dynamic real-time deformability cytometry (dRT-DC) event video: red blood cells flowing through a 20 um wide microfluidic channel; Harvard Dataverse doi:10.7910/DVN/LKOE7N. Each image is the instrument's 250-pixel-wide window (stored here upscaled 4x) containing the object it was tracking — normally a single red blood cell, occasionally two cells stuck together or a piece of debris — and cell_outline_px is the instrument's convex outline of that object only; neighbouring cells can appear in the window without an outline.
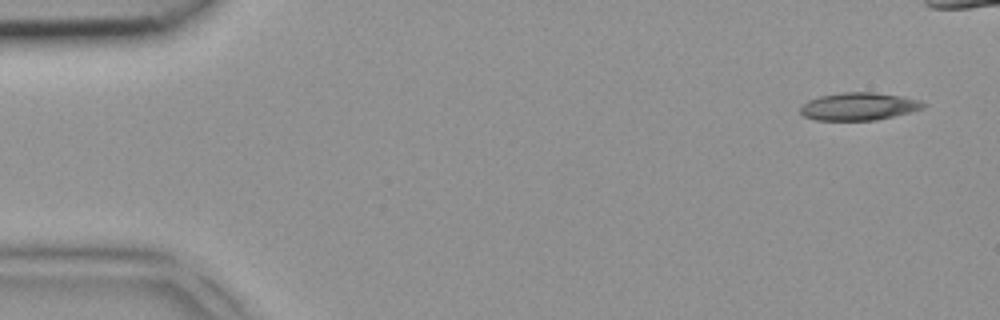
{"species": "common noctule bat (a hibernating species)", "species_latin": "Nyctalus noctula", "temperature_condition": "room temperature", "stored_images_in_passage": 4, "camera_frame_rate_fps": 3000, "um_per_image_px": 0.085, "animal": {"sex": "female", "body_mass_g": 18.4}, "frame": {"image": 1, "passage_image": 1, "time_ms": 0.0, "image_size_px": [1000, 320], "cell_outline_px": [[928, 104], [924, 108], [876, 120], [816, 120], [804, 116], [800, 112], [800, 108], [808, 100], [820, 96], [844, 92], [872, 92], [900, 96], [920, 100]], "centroid_in_image_um": [73.0, 9.04], "position_along_channel_um": 12.0, "area_um2": 19.65}}